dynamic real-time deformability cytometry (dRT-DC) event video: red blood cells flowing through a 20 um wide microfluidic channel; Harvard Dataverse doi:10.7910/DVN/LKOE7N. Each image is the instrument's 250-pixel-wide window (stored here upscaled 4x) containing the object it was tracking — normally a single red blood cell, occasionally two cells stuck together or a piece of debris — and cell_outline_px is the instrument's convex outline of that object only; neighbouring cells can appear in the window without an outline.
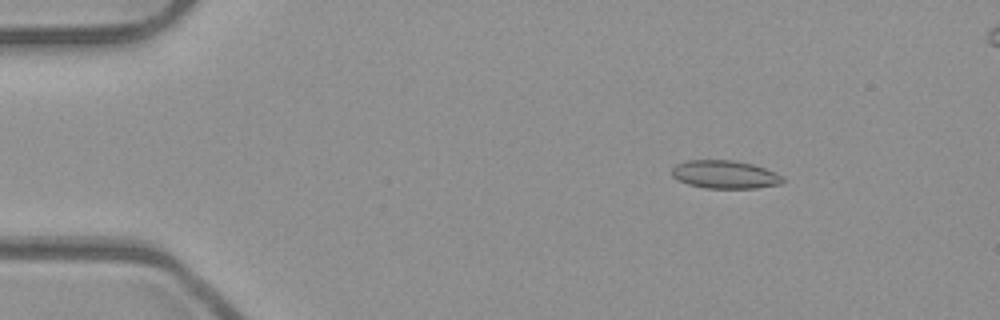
{"species": "common noctule bat (a hibernating species)", "species_latin": "Nyctalus noctula", "temperature_condition": "room temperature", "stored_images_in_passage": 5, "camera_frame_rate_fps": 3000, "um_per_image_px": 0.085, "animal": {"sex": "male", "body_mass_g": 23.1, "forearm_length_mm": 52.7}, "frame": {"image": 1, "passage_image": 2, "time_ms": 0.333, "image_size_px": [1000, 320], "cell_outline_px": [[784, 180], [780, 184], [756, 188], [704, 188], [688, 184], [676, 180], [672, 176], [672, 168], [676, 164], [688, 160], [732, 160], [752, 164], [776, 172], [784, 176]], "centroid_in_image_um": [61.61, 14.83], "position_along_channel_um": 23.4, "area_um2": 18.26}}